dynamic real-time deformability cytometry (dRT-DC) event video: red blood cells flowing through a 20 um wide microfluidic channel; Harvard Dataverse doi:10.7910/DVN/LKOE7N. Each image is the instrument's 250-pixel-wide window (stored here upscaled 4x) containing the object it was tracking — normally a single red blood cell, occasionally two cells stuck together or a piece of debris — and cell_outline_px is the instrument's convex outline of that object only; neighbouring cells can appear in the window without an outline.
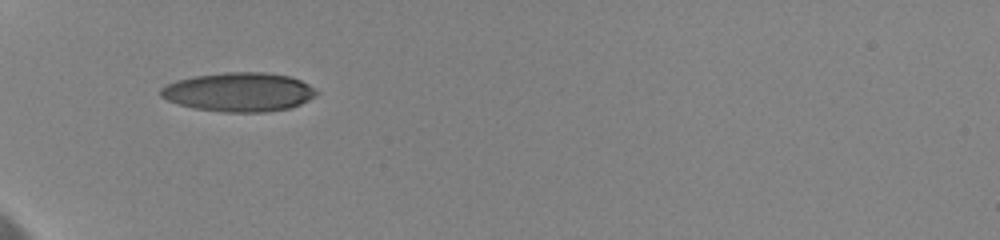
{"species": "human", "species_latin": "Homo sapiens", "temperature_condition": "cold", "stored_images_in_passage": 5, "camera_frame_rate_fps": 3000, "um_per_image_px": 0.085, "donor": {"sex": "female"}, "frame": {"image": 1, "passage_image": 1, "time_ms": 0.0, "image_size_px": [1000, 240], "cell_outline_px": [[320, 92], [316, 96], [300, 104], [288, 108], [264, 112], [224, 112], [192, 108], [168, 100], [160, 96], [160, 88], [164, 84], [176, 80], [192, 76], [224, 72], [264, 72], [292, 76], [316, 88]], "centroid_in_image_um": [20.31, 7.81], "position_along_channel_um": 64.7, "area_um2": 35.72}}
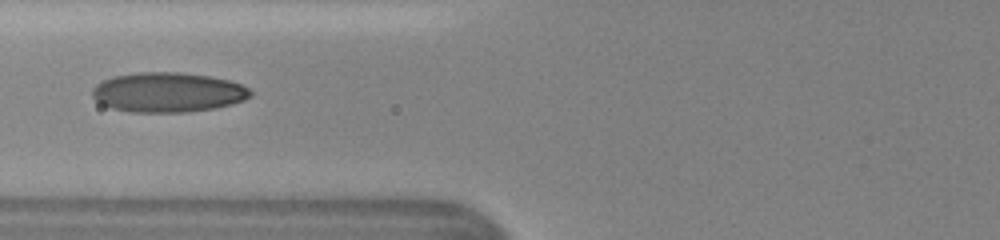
{"frame": {"image": 2, "passage_image": 4, "time_ms": 1.667, "image_size_px": [1000, 240], "cell_outline_px": [[252, 96], [244, 100], [232, 104], [216, 108], [188, 112], [132, 112], [112, 108], [100, 104], [92, 96], [92, 88], [96, 84], [112, 76], [136, 72], [180, 72], [212, 76], [228, 80], [240, 84], [248, 88], [252, 92]], "centroid_in_image_um": [14.27, 7.84], "position_along_channel_um": 111.5, "area_um2": 36.93}}